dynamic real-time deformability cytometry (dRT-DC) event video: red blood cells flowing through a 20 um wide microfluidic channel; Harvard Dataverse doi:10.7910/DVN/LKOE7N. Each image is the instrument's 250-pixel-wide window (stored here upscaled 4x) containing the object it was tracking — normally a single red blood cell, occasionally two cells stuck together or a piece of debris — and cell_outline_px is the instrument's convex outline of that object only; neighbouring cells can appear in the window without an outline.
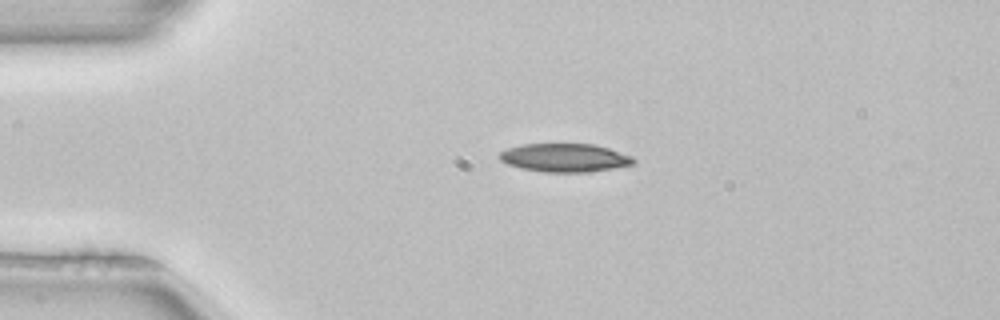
{"species": "common noctule bat (a hibernating species)", "species_latin": "Nyctalus noctula", "temperature_condition": "room temperature", "stored_images_in_passage": 2, "camera_frame_rate_fps": 3000, "um_per_image_px": 0.085, "animal": {"sex": "female", "body_mass_g": 22.7, "forearm_length_mm": 54.2}, "frame": {"image": 1, "passage_image": 1, "time_ms": 0.0, "image_size_px": [1000, 320], "cell_outline_px": [[636, 164], [612, 168], [584, 172], [544, 172], [520, 168], [508, 164], [500, 160], [500, 152], [508, 148], [520, 144], [592, 144], [608, 148], [632, 156], [636, 160]], "centroid_in_image_um": [48.0, 13.4], "position_along_channel_um": 37.0, "area_um2": 22.08}}